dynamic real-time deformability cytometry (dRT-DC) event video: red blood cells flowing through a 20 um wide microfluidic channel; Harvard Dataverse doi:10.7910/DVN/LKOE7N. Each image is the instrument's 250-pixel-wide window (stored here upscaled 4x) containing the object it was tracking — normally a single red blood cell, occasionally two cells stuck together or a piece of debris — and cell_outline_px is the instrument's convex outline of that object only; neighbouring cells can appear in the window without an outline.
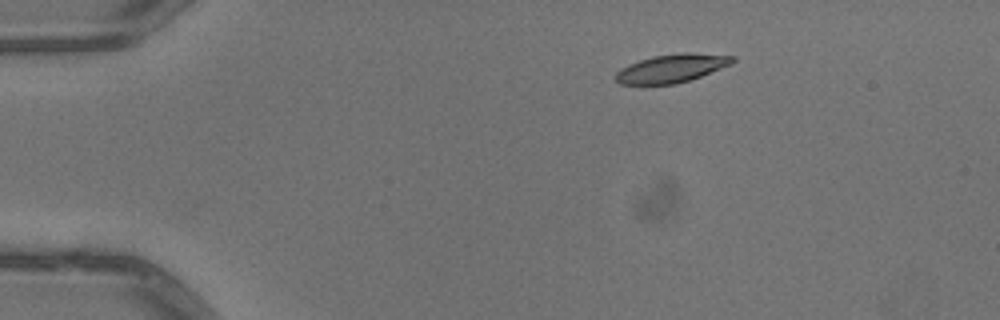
{"species": "common noctule bat (a hibernating species)", "species_latin": "Nyctalus noctula", "temperature_condition": "warm", "stored_images_in_passage": 4, "camera_frame_rate_fps": 3000, "um_per_image_px": 0.085, "animal": {"sex": "male", "body_mass_g": 13.3}, "frame": {"image": 1, "passage_image": 2, "time_ms": 0.333, "image_size_px": [1000, 320], "cell_outline_px": [[736, 60], [732, 64], [700, 76], [676, 84], [620, 84], [616, 80], [616, 72], [620, 68], [628, 64], [652, 56], [680, 52], [688, 52], [736, 56]], "centroid_in_image_um": [57.1, 5.79], "position_along_channel_um": 27.9, "area_um2": 19.31}}